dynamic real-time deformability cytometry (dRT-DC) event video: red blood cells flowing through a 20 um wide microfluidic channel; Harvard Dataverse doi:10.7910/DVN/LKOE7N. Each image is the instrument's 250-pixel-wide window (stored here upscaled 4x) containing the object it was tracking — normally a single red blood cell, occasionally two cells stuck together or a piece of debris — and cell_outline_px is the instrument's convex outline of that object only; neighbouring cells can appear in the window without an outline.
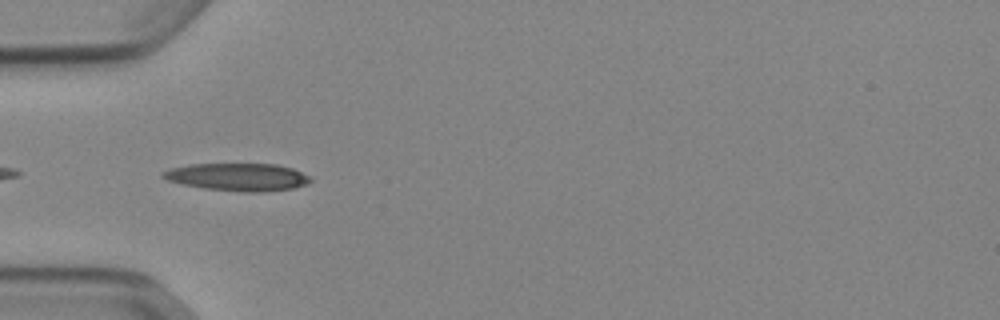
{"species": "Egyptian fruit bat (a non-hibernating species)", "species_latin": "Rousettus aegyptiacus", "temperature_condition": "cold", "stored_images_in_passage": 7, "camera_frame_rate_fps": 3000, "um_per_image_px": 0.085, "animal": {"sex": "female"}, "frame": {"image": 1, "passage_image": 2, "time_ms": 0.333, "image_size_px": [1000, 320], "cell_outline_px": [[312, 180], [308, 184], [292, 188], [264, 192], [244, 192], [204, 188], [184, 184], [168, 180], [160, 176], [160, 172], [168, 168], [188, 164], [276, 164], [292, 168], [312, 176]], "centroid_in_image_um": [20.22, 15.04], "position_along_channel_um": 64.8, "area_um2": 23.93}}
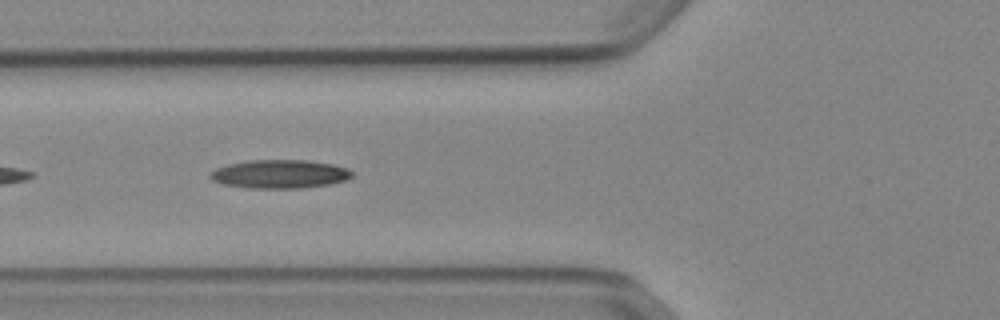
{"frame": {"image": 2, "passage_image": 5, "time_ms": 1.333, "image_size_px": [1000, 320], "cell_outline_px": [[352, 176], [344, 180], [328, 184], [300, 188], [248, 188], [224, 184], [212, 180], [208, 176], [208, 172], [216, 168], [228, 164], [248, 160], [308, 160], [332, 164], [348, 168], [352, 172]], "centroid_in_image_um": [23.73, 14.78], "position_along_channel_um": 102.1, "area_um2": 23.58}}